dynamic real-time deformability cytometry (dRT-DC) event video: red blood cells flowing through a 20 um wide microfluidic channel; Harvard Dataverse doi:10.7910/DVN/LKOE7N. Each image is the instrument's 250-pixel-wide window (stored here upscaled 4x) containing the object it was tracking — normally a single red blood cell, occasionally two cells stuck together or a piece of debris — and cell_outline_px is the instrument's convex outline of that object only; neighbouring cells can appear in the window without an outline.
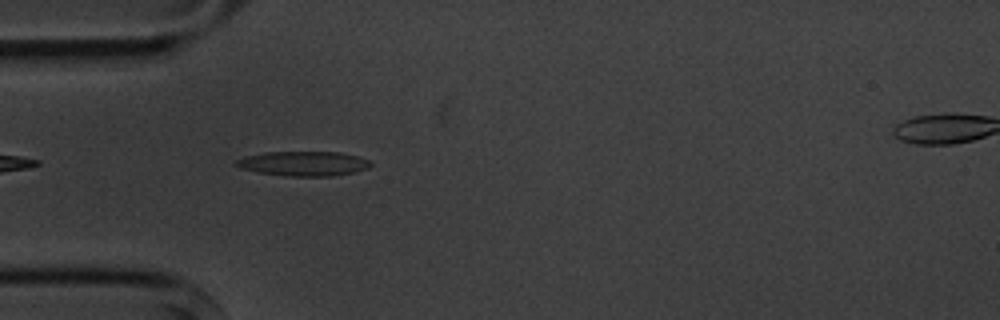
{"species": "common noctule bat (a hibernating species)", "species_latin": "Nyctalus noctula", "temperature_condition": "cold", "stored_images_in_passage": 2, "camera_frame_rate_fps": 3000, "um_per_image_px": 0.085, "animal": {"sex": "male", "body_mass_g": 20.1, "forearm_length_mm": 53.5}, "frame": {"image": 1, "passage_image": 1, "time_ms": 0.0, "image_size_px": [1000, 320], "cell_outline_px": [[372, 164], [368, 168], [356, 172], [332, 176], [292, 176], [260, 172], [240, 168], [232, 164], [236, 160], [244, 156], [264, 152], [340, 152], [356, 156], [368, 160]], "centroid_in_image_um": [25.78, 13.9], "position_along_channel_um": 59.2, "area_um2": 19.25}}